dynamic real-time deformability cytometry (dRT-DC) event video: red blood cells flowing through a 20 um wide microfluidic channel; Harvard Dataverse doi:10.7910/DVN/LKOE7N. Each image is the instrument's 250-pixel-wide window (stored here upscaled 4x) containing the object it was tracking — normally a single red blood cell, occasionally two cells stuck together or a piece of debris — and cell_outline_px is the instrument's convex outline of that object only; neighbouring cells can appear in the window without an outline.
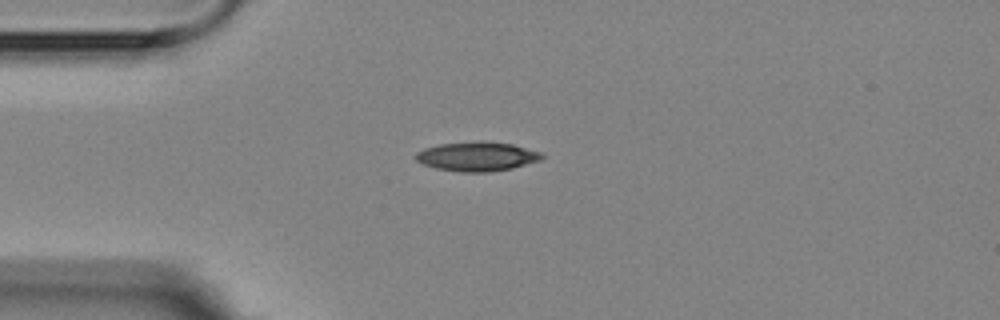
{"species": "Egyptian fruit bat (a non-hibernating species)", "species_latin": "Rousettus aegyptiacus", "temperature_condition": "room temperature", "stored_images_in_passage": 5, "camera_frame_rate_fps": 3000, "um_per_image_px": 0.085, "animal": {"sex": "female"}, "frame": {"image": 1, "passage_image": 1, "time_ms": 0.0, "image_size_px": [1000, 320], "cell_outline_px": [[544, 156], [540, 160], [512, 168], [492, 172], [460, 172], [436, 168], [424, 164], [416, 160], [412, 156], [416, 152], [424, 148], [440, 144], [512, 144], [540, 152]], "centroid_in_image_um": [40.51, 13.35], "position_along_channel_um": 44.5, "area_um2": 20.58}}
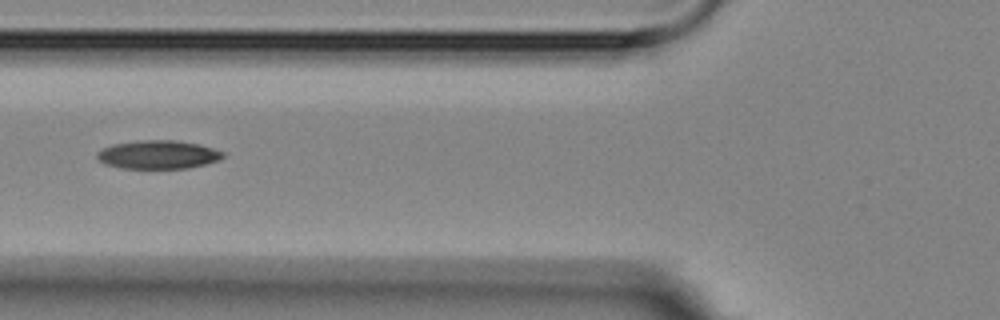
{"frame": {"image": 2, "passage_image": 3, "time_ms": 2.333, "image_size_px": [1000, 320], "cell_outline_px": [[224, 156], [220, 160], [188, 168], [120, 168], [104, 164], [96, 160], [96, 152], [100, 148], [112, 144], [136, 140], [176, 140], [200, 144], [224, 152]], "centroid_in_image_um": [13.37, 13.13], "position_along_channel_um": 112.4, "area_um2": 21.21}}
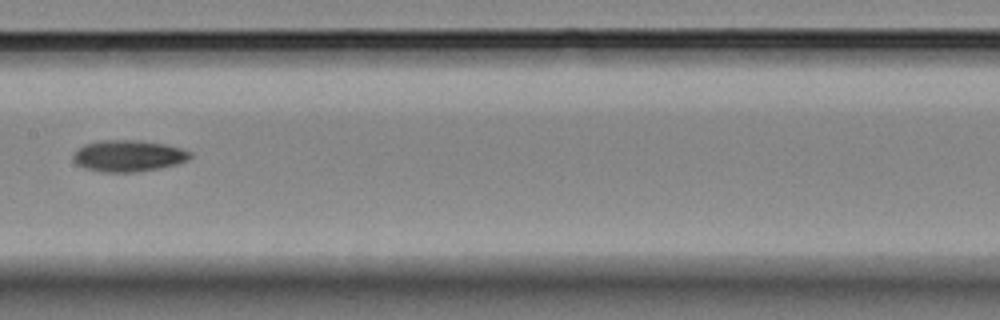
{"frame": {"image": 3, "passage_image": 5, "time_ms": 4.667, "image_size_px": [1000, 320], "cell_outline_px": [[192, 156], [188, 160], [176, 164], [160, 168], [136, 172], [100, 172], [84, 168], [76, 164], [72, 160], [72, 156], [84, 144], [100, 140], [140, 140], [164, 144], [180, 148], [192, 152]], "centroid_in_image_um": [10.9, 13.25], "position_along_channel_um": 196.5, "area_um2": 21.56}}